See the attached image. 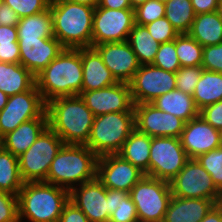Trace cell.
<instances>
[{"mask_svg":"<svg viewBox=\"0 0 222 222\" xmlns=\"http://www.w3.org/2000/svg\"><path fill=\"white\" fill-rule=\"evenodd\" d=\"M196 160L211 175L216 189L222 194V145L199 155Z\"/></svg>","mask_w":222,"mask_h":222,"instance_id":"cell-34","label":"cell"},{"mask_svg":"<svg viewBox=\"0 0 222 222\" xmlns=\"http://www.w3.org/2000/svg\"><path fill=\"white\" fill-rule=\"evenodd\" d=\"M203 47L222 42V19L217 11L197 14L188 33Z\"/></svg>","mask_w":222,"mask_h":222,"instance_id":"cell-27","label":"cell"},{"mask_svg":"<svg viewBox=\"0 0 222 222\" xmlns=\"http://www.w3.org/2000/svg\"><path fill=\"white\" fill-rule=\"evenodd\" d=\"M98 156L86 145L64 144L44 181L71 190L97 177Z\"/></svg>","mask_w":222,"mask_h":222,"instance_id":"cell-5","label":"cell"},{"mask_svg":"<svg viewBox=\"0 0 222 222\" xmlns=\"http://www.w3.org/2000/svg\"><path fill=\"white\" fill-rule=\"evenodd\" d=\"M23 184L18 157L3 149L0 152V191L18 195Z\"/></svg>","mask_w":222,"mask_h":222,"instance_id":"cell-31","label":"cell"},{"mask_svg":"<svg viewBox=\"0 0 222 222\" xmlns=\"http://www.w3.org/2000/svg\"><path fill=\"white\" fill-rule=\"evenodd\" d=\"M188 160L179 138L151 137L149 177L170 182Z\"/></svg>","mask_w":222,"mask_h":222,"instance_id":"cell-9","label":"cell"},{"mask_svg":"<svg viewBox=\"0 0 222 222\" xmlns=\"http://www.w3.org/2000/svg\"><path fill=\"white\" fill-rule=\"evenodd\" d=\"M4 149L3 136L0 135V152Z\"/></svg>","mask_w":222,"mask_h":222,"instance_id":"cell-56","label":"cell"},{"mask_svg":"<svg viewBox=\"0 0 222 222\" xmlns=\"http://www.w3.org/2000/svg\"><path fill=\"white\" fill-rule=\"evenodd\" d=\"M109 222H139L136 206L128 194L122 199V203L110 215Z\"/></svg>","mask_w":222,"mask_h":222,"instance_id":"cell-42","label":"cell"},{"mask_svg":"<svg viewBox=\"0 0 222 222\" xmlns=\"http://www.w3.org/2000/svg\"><path fill=\"white\" fill-rule=\"evenodd\" d=\"M196 14L191 0H168L165 3V17L178 34H188Z\"/></svg>","mask_w":222,"mask_h":222,"instance_id":"cell-32","label":"cell"},{"mask_svg":"<svg viewBox=\"0 0 222 222\" xmlns=\"http://www.w3.org/2000/svg\"><path fill=\"white\" fill-rule=\"evenodd\" d=\"M179 139L189 159H196L221 145L220 131L200 115L185 123Z\"/></svg>","mask_w":222,"mask_h":222,"instance_id":"cell-19","label":"cell"},{"mask_svg":"<svg viewBox=\"0 0 222 222\" xmlns=\"http://www.w3.org/2000/svg\"><path fill=\"white\" fill-rule=\"evenodd\" d=\"M20 49L18 42L0 44V62L19 63Z\"/></svg>","mask_w":222,"mask_h":222,"instance_id":"cell-45","label":"cell"},{"mask_svg":"<svg viewBox=\"0 0 222 222\" xmlns=\"http://www.w3.org/2000/svg\"><path fill=\"white\" fill-rule=\"evenodd\" d=\"M144 26L147 28L151 36L159 43L174 41L179 35L165 16Z\"/></svg>","mask_w":222,"mask_h":222,"instance_id":"cell-39","label":"cell"},{"mask_svg":"<svg viewBox=\"0 0 222 222\" xmlns=\"http://www.w3.org/2000/svg\"><path fill=\"white\" fill-rule=\"evenodd\" d=\"M48 126L64 144L85 145L94 122V114L80 95L58 97L46 103Z\"/></svg>","mask_w":222,"mask_h":222,"instance_id":"cell-2","label":"cell"},{"mask_svg":"<svg viewBox=\"0 0 222 222\" xmlns=\"http://www.w3.org/2000/svg\"><path fill=\"white\" fill-rule=\"evenodd\" d=\"M133 104L151 103L157 97L176 89L174 72L152 64L140 65L129 82Z\"/></svg>","mask_w":222,"mask_h":222,"instance_id":"cell-13","label":"cell"},{"mask_svg":"<svg viewBox=\"0 0 222 222\" xmlns=\"http://www.w3.org/2000/svg\"><path fill=\"white\" fill-rule=\"evenodd\" d=\"M195 14L217 11L218 0H191Z\"/></svg>","mask_w":222,"mask_h":222,"instance_id":"cell-48","label":"cell"},{"mask_svg":"<svg viewBox=\"0 0 222 222\" xmlns=\"http://www.w3.org/2000/svg\"><path fill=\"white\" fill-rule=\"evenodd\" d=\"M12 8L19 18L44 12L49 8L51 0H2Z\"/></svg>","mask_w":222,"mask_h":222,"instance_id":"cell-38","label":"cell"},{"mask_svg":"<svg viewBox=\"0 0 222 222\" xmlns=\"http://www.w3.org/2000/svg\"><path fill=\"white\" fill-rule=\"evenodd\" d=\"M129 195L136 206L139 222H163L172 197L169 182L145 175Z\"/></svg>","mask_w":222,"mask_h":222,"instance_id":"cell-8","label":"cell"},{"mask_svg":"<svg viewBox=\"0 0 222 222\" xmlns=\"http://www.w3.org/2000/svg\"><path fill=\"white\" fill-rule=\"evenodd\" d=\"M35 78L45 103L58 97L79 95L83 84L81 48H64Z\"/></svg>","mask_w":222,"mask_h":222,"instance_id":"cell-1","label":"cell"},{"mask_svg":"<svg viewBox=\"0 0 222 222\" xmlns=\"http://www.w3.org/2000/svg\"><path fill=\"white\" fill-rule=\"evenodd\" d=\"M98 7L109 9L131 8L130 0H100Z\"/></svg>","mask_w":222,"mask_h":222,"instance_id":"cell-50","label":"cell"},{"mask_svg":"<svg viewBox=\"0 0 222 222\" xmlns=\"http://www.w3.org/2000/svg\"><path fill=\"white\" fill-rule=\"evenodd\" d=\"M202 66L181 67L176 73V89L192 95L203 71Z\"/></svg>","mask_w":222,"mask_h":222,"instance_id":"cell-37","label":"cell"},{"mask_svg":"<svg viewBox=\"0 0 222 222\" xmlns=\"http://www.w3.org/2000/svg\"><path fill=\"white\" fill-rule=\"evenodd\" d=\"M65 1L79 3V4H85V5L91 6L93 8H96L98 6L100 0H65Z\"/></svg>","mask_w":222,"mask_h":222,"instance_id":"cell-52","label":"cell"},{"mask_svg":"<svg viewBox=\"0 0 222 222\" xmlns=\"http://www.w3.org/2000/svg\"><path fill=\"white\" fill-rule=\"evenodd\" d=\"M19 19L17 13L0 0V25L17 26Z\"/></svg>","mask_w":222,"mask_h":222,"instance_id":"cell-46","label":"cell"},{"mask_svg":"<svg viewBox=\"0 0 222 222\" xmlns=\"http://www.w3.org/2000/svg\"><path fill=\"white\" fill-rule=\"evenodd\" d=\"M151 104L161 111L181 118L185 122L199 116L200 111L192 95L177 89L162 94L153 100Z\"/></svg>","mask_w":222,"mask_h":222,"instance_id":"cell-25","label":"cell"},{"mask_svg":"<svg viewBox=\"0 0 222 222\" xmlns=\"http://www.w3.org/2000/svg\"><path fill=\"white\" fill-rule=\"evenodd\" d=\"M159 2H162V3H166L168 0H157Z\"/></svg>","mask_w":222,"mask_h":222,"instance_id":"cell-58","label":"cell"},{"mask_svg":"<svg viewBox=\"0 0 222 222\" xmlns=\"http://www.w3.org/2000/svg\"><path fill=\"white\" fill-rule=\"evenodd\" d=\"M127 41L140 65L153 63L160 43L151 36L145 26L135 24Z\"/></svg>","mask_w":222,"mask_h":222,"instance_id":"cell-30","label":"cell"},{"mask_svg":"<svg viewBox=\"0 0 222 222\" xmlns=\"http://www.w3.org/2000/svg\"><path fill=\"white\" fill-rule=\"evenodd\" d=\"M144 176V172L118 154H107L98 158L97 178L106 188L129 193Z\"/></svg>","mask_w":222,"mask_h":222,"instance_id":"cell-15","label":"cell"},{"mask_svg":"<svg viewBox=\"0 0 222 222\" xmlns=\"http://www.w3.org/2000/svg\"><path fill=\"white\" fill-rule=\"evenodd\" d=\"M35 85V76L20 63L0 62V89L7 96L31 90Z\"/></svg>","mask_w":222,"mask_h":222,"instance_id":"cell-24","label":"cell"},{"mask_svg":"<svg viewBox=\"0 0 222 222\" xmlns=\"http://www.w3.org/2000/svg\"><path fill=\"white\" fill-rule=\"evenodd\" d=\"M135 128L150 137H176L184 129L185 121L170 113L157 109L151 103L134 105Z\"/></svg>","mask_w":222,"mask_h":222,"instance_id":"cell-14","label":"cell"},{"mask_svg":"<svg viewBox=\"0 0 222 222\" xmlns=\"http://www.w3.org/2000/svg\"><path fill=\"white\" fill-rule=\"evenodd\" d=\"M200 222H222V203L216 204Z\"/></svg>","mask_w":222,"mask_h":222,"instance_id":"cell-51","label":"cell"},{"mask_svg":"<svg viewBox=\"0 0 222 222\" xmlns=\"http://www.w3.org/2000/svg\"><path fill=\"white\" fill-rule=\"evenodd\" d=\"M94 116L113 112H135L129 83L118 82L114 85L80 94Z\"/></svg>","mask_w":222,"mask_h":222,"instance_id":"cell-16","label":"cell"},{"mask_svg":"<svg viewBox=\"0 0 222 222\" xmlns=\"http://www.w3.org/2000/svg\"><path fill=\"white\" fill-rule=\"evenodd\" d=\"M8 97L1 89H0V111L5 107Z\"/></svg>","mask_w":222,"mask_h":222,"instance_id":"cell-53","label":"cell"},{"mask_svg":"<svg viewBox=\"0 0 222 222\" xmlns=\"http://www.w3.org/2000/svg\"><path fill=\"white\" fill-rule=\"evenodd\" d=\"M57 222H90L87 216L70 200L65 204Z\"/></svg>","mask_w":222,"mask_h":222,"instance_id":"cell-44","label":"cell"},{"mask_svg":"<svg viewBox=\"0 0 222 222\" xmlns=\"http://www.w3.org/2000/svg\"><path fill=\"white\" fill-rule=\"evenodd\" d=\"M18 42L16 26L0 25V44Z\"/></svg>","mask_w":222,"mask_h":222,"instance_id":"cell-49","label":"cell"},{"mask_svg":"<svg viewBox=\"0 0 222 222\" xmlns=\"http://www.w3.org/2000/svg\"><path fill=\"white\" fill-rule=\"evenodd\" d=\"M46 111V103L36 85L28 91L9 96L0 111V135L14 131L21 123L39 118Z\"/></svg>","mask_w":222,"mask_h":222,"instance_id":"cell-12","label":"cell"},{"mask_svg":"<svg viewBox=\"0 0 222 222\" xmlns=\"http://www.w3.org/2000/svg\"><path fill=\"white\" fill-rule=\"evenodd\" d=\"M19 63L34 76L45 69L64 49L55 38L18 39Z\"/></svg>","mask_w":222,"mask_h":222,"instance_id":"cell-20","label":"cell"},{"mask_svg":"<svg viewBox=\"0 0 222 222\" xmlns=\"http://www.w3.org/2000/svg\"><path fill=\"white\" fill-rule=\"evenodd\" d=\"M103 63L118 82L129 83L140 64L128 41L95 45Z\"/></svg>","mask_w":222,"mask_h":222,"instance_id":"cell-18","label":"cell"},{"mask_svg":"<svg viewBox=\"0 0 222 222\" xmlns=\"http://www.w3.org/2000/svg\"><path fill=\"white\" fill-rule=\"evenodd\" d=\"M69 200L87 216L90 222H109L106 187L96 177L69 191Z\"/></svg>","mask_w":222,"mask_h":222,"instance_id":"cell-17","label":"cell"},{"mask_svg":"<svg viewBox=\"0 0 222 222\" xmlns=\"http://www.w3.org/2000/svg\"><path fill=\"white\" fill-rule=\"evenodd\" d=\"M150 147L151 137L135 128L117 154L149 176Z\"/></svg>","mask_w":222,"mask_h":222,"instance_id":"cell-26","label":"cell"},{"mask_svg":"<svg viewBox=\"0 0 222 222\" xmlns=\"http://www.w3.org/2000/svg\"><path fill=\"white\" fill-rule=\"evenodd\" d=\"M201 66L205 70L222 73V42L203 47Z\"/></svg>","mask_w":222,"mask_h":222,"instance_id":"cell-41","label":"cell"},{"mask_svg":"<svg viewBox=\"0 0 222 222\" xmlns=\"http://www.w3.org/2000/svg\"><path fill=\"white\" fill-rule=\"evenodd\" d=\"M135 24L144 26L165 16V3L157 0H147L134 9Z\"/></svg>","mask_w":222,"mask_h":222,"instance_id":"cell-36","label":"cell"},{"mask_svg":"<svg viewBox=\"0 0 222 222\" xmlns=\"http://www.w3.org/2000/svg\"><path fill=\"white\" fill-rule=\"evenodd\" d=\"M16 28L18 39L54 37L53 18L50 7L44 12L20 18Z\"/></svg>","mask_w":222,"mask_h":222,"instance_id":"cell-29","label":"cell"},{"mask_svg":"<svg viewBox=\"0 0 222 222\" xmlns=\"http://www.w3.org/2000/svg\"><path fill=\"white\" fill-rule=\"evenodd\" d=\"M147 0H130L131 8L134 10L138 6L144 4Z\"/></svg>","mask_w":222,"mask_h":222,"instance_id":"cell-54","label":"cell"},{"mask_svg":"<svg viewBox=\"0 0 222 222\" xmlns=\"http://www.w3.org/2000/svg\"><path fill=\"white\" fill-rule=\"evenodd\" d=\"M17 199L19 222H57L69 190L44 181L24 182Z\"/></svg>","mask_w":222,"mask_h":222,"instance_id":"cell-3","label":"cell"},{"mask_svg":"<svg viewBox=\"0 0 222 222\" xmlns=\"http://www.w3.org/2000/svg\"><path fill=\"white\" fill-rule=\"evenodd\" d=\"M54 37L64 48L91 47L94 8L65 0H51Z\"/></svg>","mask_w":222,"mask_h":222,"instance_id":"cell-4","label":"cell"},{"mask_svg":"<svg viewBox=\"0 0 222 222\" xmlns=\"http://www.w3.org/2000/svg\"><path fill=\"white\" fill-rule=\"evenodd\" d=\"M0 222H19L17 195L0 191Z\"/></svg>","mask_w":222,"mask_h":222,"instance_id":"cell-40","label":"cell"},{"mask_svg":"<svg viewBox=\"0 0 222 222\" xmlns=\"http://www.w3.org/2000/svg\"><path fill=\"white\" fill-rule=\"evenodd\" d=\"M199 115L215 129H222V100L207 105L199 111Z\"/></svg>","mask_w":222,"mask_h":222,"instance_id":"cell-43","label":"cell"},{"mask_svg":"<svg viewBox=\"0 0 222 222\" xmlns=\"http://www.w3.org/2000/svg\"><path fill=\"white\" fill-rule=\"evenodd\" d=\"M128 194L129 193L124 190H113L106 188V200H108L110 215L120 206L122 199Z\"/></svg>","mask_w":222,"mask_h":222,"instance_id":"cell-47","label":"cell"},{"mask_svg":"<svg viewBox=\"0 0 222 222\" xmlns=\"http://www.w3.org/2000/svg\"><path fill=\"white\" fill-rule=\"evenodd\" d=\"M176 53L181 67L201 66L203 46L189 34L176 37Z\"/></svg>","mask_w":222,"mask_h":222,"instance_id":"cell-33","label":"cell"},{"mask_svg":"<svg viewBox=\"0 0 222 222\" xmlns=\"http://www.w3.org/2000/svg\"><path fill=\"white\" fill-rule=\"evenodd\" d=\"M169 184L172 196L210 199L217 204L222 203V194L216 189L211 175L196 159H189Z\"/></svg>","mask_w":222,"mask_h":222,"instance_id":"cell-10","label":"cell"},{"mask_svg":"<svg viewBox=\"0 0 222 222\" xmlns=\"http://www.w3.org/2000/svg\"><path fill=\"white\" fill-rule=\"evenodd\" d=\"M63 145L62 139L48 126L28 150L18 156L22 180L45 181L51 163Z\"/></svg>","mask_w":222,"mask_h":222,"instance_id":"cell-7","label":"cell"},{"mask_svg":"<svg viewBox=\"0 0 222 222\" xmlns=\"http://www.w3.org/2000/svg\"><path fill=\"white\" fill-rule=\"evenodd\" d=\"M220 138H221V145H222V129L220 130Z\"/></svg>","mask_w":222,"mask_h":222,"instance_id":"cell-57","label":"cell"},{"mask_svg":"<svg viewBox=\"0 0 222 222\" xmlns=\"http://www.w3.org/2000/svg\"><path fill=\"white\" fill-rule=\"evenodd\" d=\"M82 91L99 90L118 83L94 47L81 48Z\"/></svg>","mask_w":222,"mask_h":222,"instance_id":"cell-21","label":"cell"},{"mask_svg":"<svg viewBox=\"0 0 222 222\" xmlns=\"http://www.w3.org/2000/svg\"><path fill=\"white\" fill-rule=\"evenodd\" d=\"M199 110L222 100V73L203 69L192 94Z\"/></svg>","mask_w":222,"mask_h":222,"instance_id":"cell-28","label":"cell"},{"mask_svg":"<svg viewBox=\"0 0 222 222\" xmlns=\"http://www.w3.org/2000/svg\"><path fill=\"white\" fill-rule=\"evenodd\" d=\"M135 129V112H113L96 116L85 144L98 157L117 154Z\"/></svg>","mask_w":222,"mask_h":222,"instance_id":"cell-6","label":"cell"},{"mask_svg":"<svg viewBox=\"0 0 222 222\" xmlns=\"http://www.w3.org/2000/svg\"><path fill=\"white\" fill-rule=\"evenodd\" d=\"M152 65L168 72L176 73L181 65L176 53V39L167 43H160Z\"/></svg>","mask_w":222,"mask_h":222,"instance_id":"cell-35","label":"cell"},{"mask_svg":"<svg viewBox=\"0 0 222 222\" xmlns=\"http://www.w3.org/2000/svg\"><path fill=\"white\" fill-rule=\"evenodd\" d=\"M134 25L135 12L132 8L109 9L97 6L94 8L91 47L127 41Z\"/></svg>","mask_w":222,"mask_h":222,"instance_id":"cell-11","label":"cell"},{"mask_svg":"<svg viewBox=\"0 0 222 222\" xmlns=\"http://www.w3.org/2000/svg\"><path fill=\"white\" fill-rule=\"evenodd\" d=\"M217 13L219 17L222 19V2H219L217 5Z\"/></svg>","mask_w":222,"mask_h":222,"instance_id":"cell-55","label":"cell"},{"mask_svg":"<svg viewBox=\"0 0 222 222\" xmlns=\"http://www.w3.org/2000/svg\"><path fill=\"white\" fill-rule=\"evenodd\" d=\"M48 127V115L45 111L39 118L21 123L14 131L3 136L4 150L20 156L36 141Z\"/></svg>","mask_w":222,"mask_h":222,"instance_id":"cell-23","label":"cell"},{"mask_svg":"<svg viewBox=\"0 0 222 222\" xmlns=\"http://www.w3.org/2000/svg\"><path fill=\"white\" fill-rule=\"evenodd\" d=\"M216 204L210 199L172 196L163 222H200Z\"/></svg>","mask_w":222,"mask_h":222,"instance_id":"cell-22","label":"cell"}]
</instances>
